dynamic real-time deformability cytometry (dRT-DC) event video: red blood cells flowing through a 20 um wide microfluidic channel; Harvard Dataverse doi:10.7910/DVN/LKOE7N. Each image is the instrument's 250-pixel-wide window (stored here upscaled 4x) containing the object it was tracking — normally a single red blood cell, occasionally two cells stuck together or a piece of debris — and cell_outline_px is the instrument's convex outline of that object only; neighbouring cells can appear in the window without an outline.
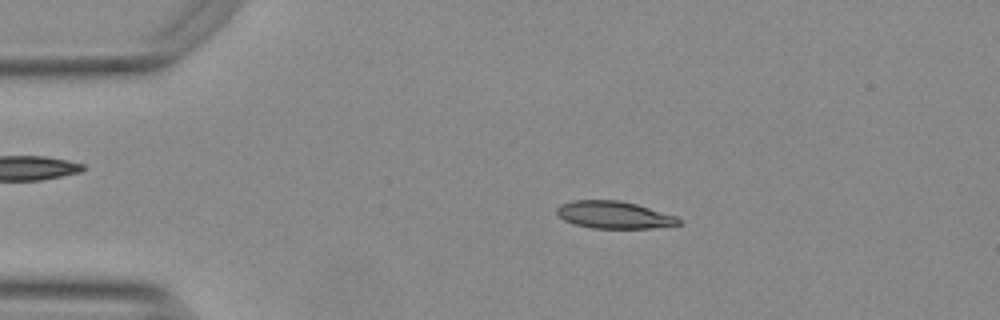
{"species": "Egyptian fruit bat (a non-hibernating species)", "species_latin": "Rousettus aegyptiacus", "temperature_condition": "warm", "stored_images_in_passage": 50, "camera_frame_rate_fps": 3000, "um_per_image_px": 0.085, "animal": {"sex": "female"}, "frame": {"image": 1, "passage_image": 10, "time_ms": 3.0, "image_size_px": [1000, 320], "cell_outline_px": [[680, 224], [652, 228], [592, 228], [576, 224], [564, 220], [556, 212], [556, 208], [560, 204], [572, 200], [616, 200], [636, 204], [676, 216], [680, 220]], "centroid_in_image_um": [52.16, 18.26], "position_along_channel_um": 32.8, "area_um2": 19.19}}
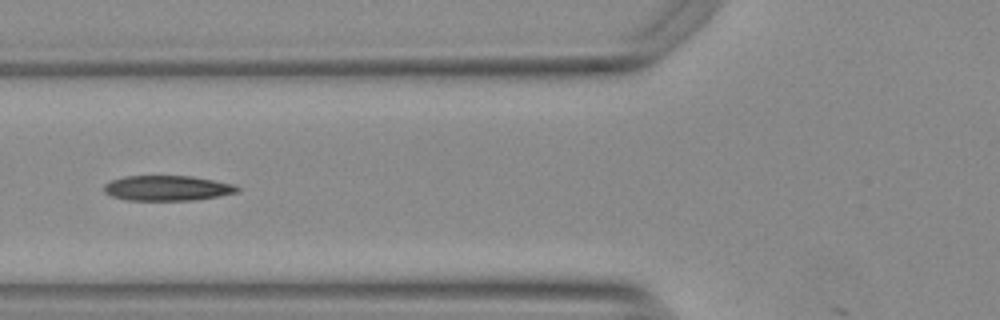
{"frame": {"image": 2, "passage_image": 20, "time_ms": 6.333, "image_size_px": [1000, 320], "cell_outline_px": [[240, 188], [236, 192], [216, 196], [192, 200], [128, 200], [112, 196], [104, 192], [104, 184], [112, 180], [124, 176], [192, 176], [236, 184]], "centroid_in_image_um": [14.21, 15.98], "position_along_channel_um": 111.6, "area_um2": 19.42}}
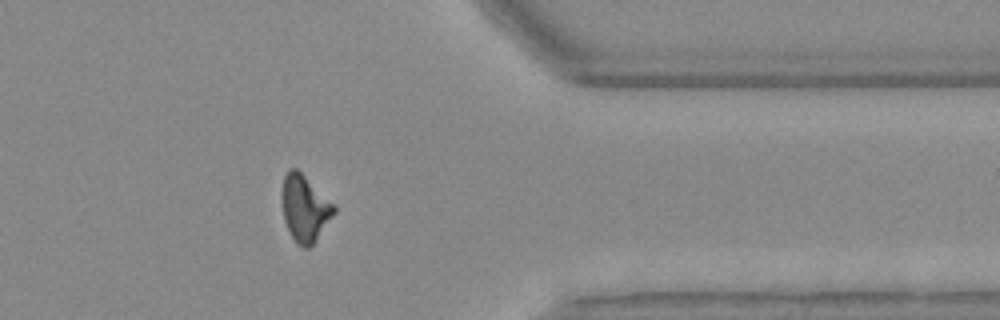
{"frame": {"image": 3, "passage_image": 43, "time_ms": 14.0, "image_size_px": [1000, 320], "cell_outline_px": [[336, 212], [316, 240], [308, 248], [304, 248], [296, 244], [284, 220], [284, 176], [288, 168], [296, 168], [336, 208]], "centroid_in_image_um": [25.92, 17.75], "position_along_channel_um": 385.5, "area_um2": 19.25}}